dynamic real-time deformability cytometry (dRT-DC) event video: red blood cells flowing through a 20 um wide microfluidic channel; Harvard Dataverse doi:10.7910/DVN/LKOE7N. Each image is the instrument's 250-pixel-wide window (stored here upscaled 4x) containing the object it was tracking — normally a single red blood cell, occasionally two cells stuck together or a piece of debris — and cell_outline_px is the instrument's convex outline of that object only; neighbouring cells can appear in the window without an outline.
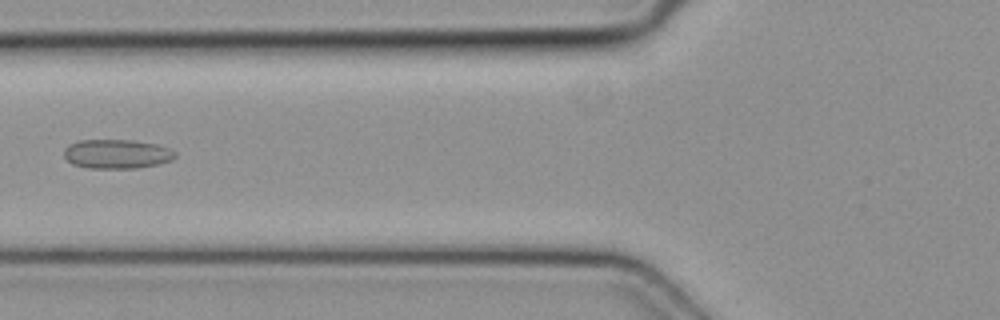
{"species": "common noctule bat (a hibernating species)", "species_latin": "Nyctalus noctula", "temperature_condition": "cold", "stored_images_in_passage": 5, "camera_frame_rate_fps": 3000, "um_per_image_px": 0.085, "animal": {"sex": "female", "body_mass_g": 19.3, "forearm_length_mm": 54.1}, "frame": {"image": 1, "passage_image": 5, "time_ms": 1.333, "image_size_px": [1000, 320], "cell_outline_px": [[176, 156], [172, 160], [160, 164], [136, 168], [88, 168], [72, 164], [64, 156], [64, 148], [68, 144], [80, 140], [132, 140], [156, 144], [168, 148], [176, 152]], "centroid_in_image_um": [9.93, 13.09], "position_along_channel_um": 115.9, "area_um2": 19.02}}